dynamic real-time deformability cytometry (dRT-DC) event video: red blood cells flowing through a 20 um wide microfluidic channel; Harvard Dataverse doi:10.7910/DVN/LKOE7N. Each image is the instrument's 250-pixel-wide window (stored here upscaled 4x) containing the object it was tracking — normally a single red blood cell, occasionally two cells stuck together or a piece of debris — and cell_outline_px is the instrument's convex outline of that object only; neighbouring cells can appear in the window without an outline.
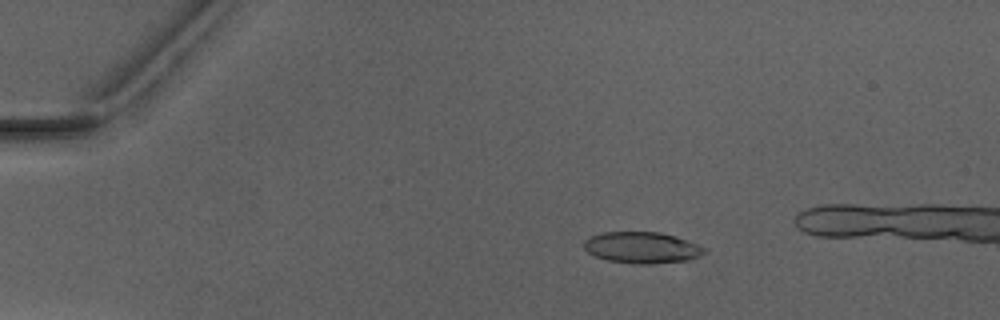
{"species": "Egyptian fruit bat (a non-hibernating species)", "species_latin": "Rousettus aegyptiacus", "temperature_condition": "warm", "stored_images_in_passage": 7, "camera_frame_rate_fps": 3000, "um_per_image_px": 0.085, "animal": {"sex": "male"}, "frame": {"image": 1, "passage_image": 3, "time_ms": 2.333, "image_size_px": [1000, 320], "cell_outline_px": [[704, 252], [700, 256], [688, 260], [652, 264], [640, 264], [608, 260], [596, 256], [588, 252], [584, 248], [584, 240], [588, 236], [604, 232], [660, 232], [696, 244], [704, 248]], "centroid_in_image_um": [54.51, 21.04], "position_along_channel_um": 30.5, "area_um2": 21.68}}
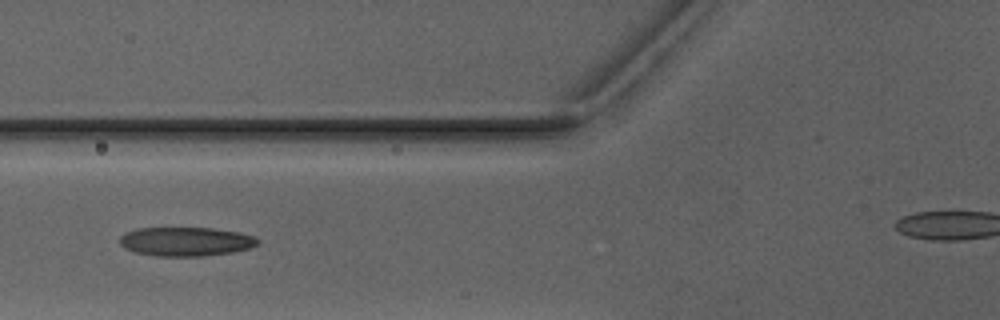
{"frame": {"image": 2, "passage_image": 6, "time_ms": 6.0, "image_size_px": [1000, 320], "cell_outline_px": [[260, 240], [256, 244], [248, 248], [232, 252], [204, 256], [156, 256], [136, 252], [124, 248], [120, 244], [120, 236], [136, 228], [212, 228], [240, 232], [252, 236]], "centroid_in_image_um": [15.78, 20.53], "position_along_channel_um": 110.0, "area_um2": 23.18}}
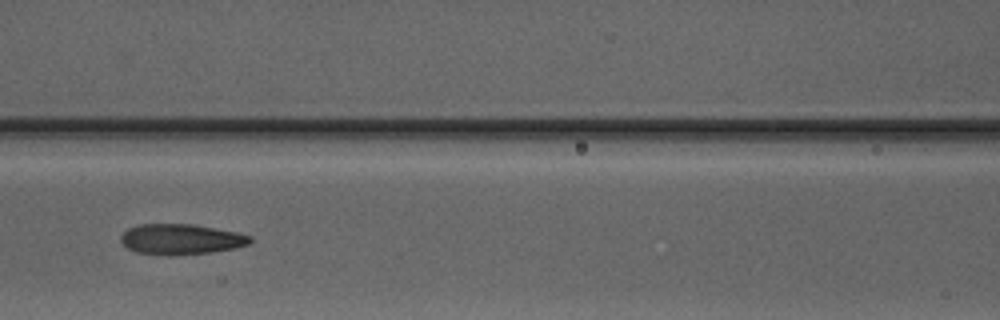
{"frame": {"image": 3, "passage_image": 7, "time_ms": 7.0, "image_size_px": [1000, 320], "cell_outline_px": [[252, 240], [248, 244], [236, 248], [212, 252], [172, 256], [168, 256], [136, 252], [128, 248], [120, 240], [120, 236], [128, 228], [140, 224], [192, 224], [236, 232], [252, 236]], "centroid_in_image_um": [15.38, 20.34], "position_along_channel_um": 151.2, "area_um2": 23.06}}